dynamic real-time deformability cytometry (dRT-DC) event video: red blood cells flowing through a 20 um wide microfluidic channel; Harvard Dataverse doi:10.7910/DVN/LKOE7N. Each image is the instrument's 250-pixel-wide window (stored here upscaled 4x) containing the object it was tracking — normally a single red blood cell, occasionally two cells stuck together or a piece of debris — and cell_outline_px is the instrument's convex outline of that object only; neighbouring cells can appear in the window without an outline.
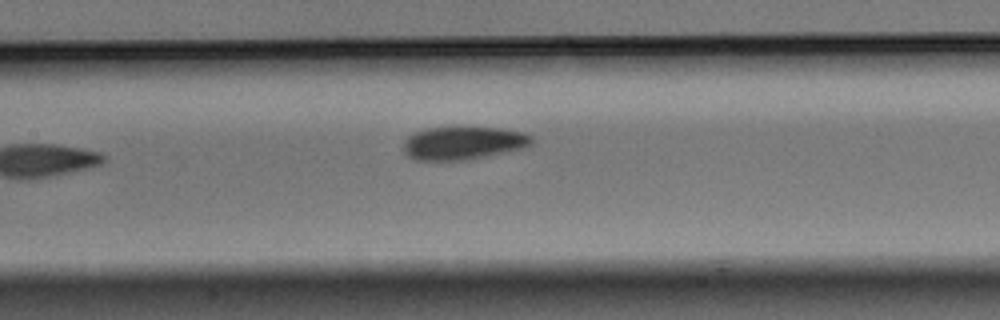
{"species": "Egyptian fruit bat (a non-hibernating species)", "species_latin": "Rousettus aegyptiacus", "temperature_condition": "warm", "stored_images_in_passage": 5, "camera_frame_rate_fps": 3000, "um_per_image_px": 0.085, "animal": {"sex": "male"}, "frame": {"image": 1, "passage_image": 5, "time_ms": 1.333, "image_size_px": [1000, 320], "cell_outline_px": [[532, 144], [524, 148], [464, 160], [416, 160], [408, 156], [404, 152], [404, 140], [408, 136], [424, 128], [460, 124], [500, 128], [524, 132], [532, 136]], "centroid_in_image_um": [39.36, 12.1], "position_along_channel_um": 168.0, "area_um2": 25.55}}